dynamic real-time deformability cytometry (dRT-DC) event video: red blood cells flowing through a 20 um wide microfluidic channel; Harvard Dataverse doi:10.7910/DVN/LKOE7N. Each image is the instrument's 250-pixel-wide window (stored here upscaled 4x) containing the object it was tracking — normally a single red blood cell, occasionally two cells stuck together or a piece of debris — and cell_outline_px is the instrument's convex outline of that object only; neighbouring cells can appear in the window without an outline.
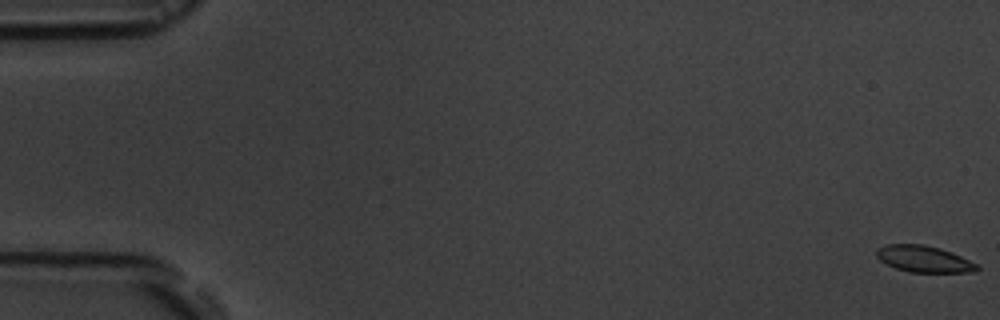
{"species": "common noctule bat (a hibernating species)", "species_latin": "Nyctalus noctula", "temperature_condition": "room temperature", "stored_images_in_passage": 6, "camera_frame_rate_fps": 3000, "um_per_image_px": 0.085, "animal": {"sex": "male", "body_mass_g": 19.5, "forearm_length_mm": 54.6}, "frame": {"image": 1, "passage_image": 1, "time_ms": 0.0, "image_size_px": [1000, 320], "cell_outline_px": [[980, 268], [976, 272], [908, 272], [896, 268], [880, 260], [876, 256], [876, 248], [884, 244], [924, 244], [940, 248], [952, 252], [976, 264]], "centroid_in_image_um": [78.51, 22.0], "position_along_channel_um": 6.5, "area_um2": 15.55}}
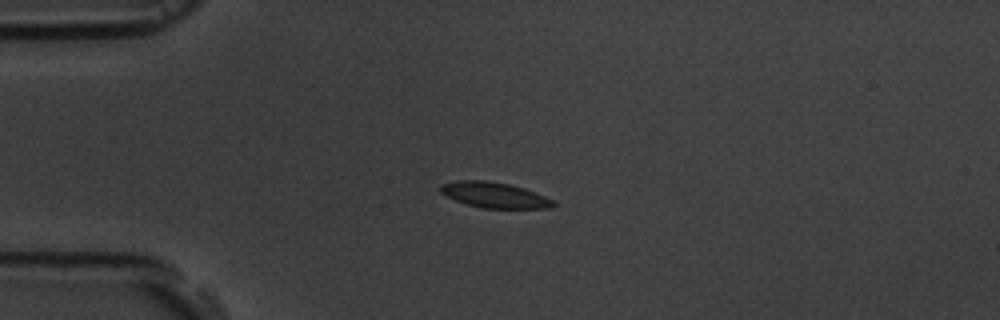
{"frame": {"image": 2, "passage_image": 5, "time_ms": 4.667, "image_size_px": [1000, 320], "cell_outline_px": [[556, 204], [548, 208], [484, 208], [468, 204], [456, 200], [440, 192], [440, 184], [460, 180], [484, 180], [508, 184], [524, 188], [536, 192], [552, 200]], "centroid_in_image_um": [42.02, 16.57], "position_along_channel_um": 43.0, "area_um2": 16.53}}